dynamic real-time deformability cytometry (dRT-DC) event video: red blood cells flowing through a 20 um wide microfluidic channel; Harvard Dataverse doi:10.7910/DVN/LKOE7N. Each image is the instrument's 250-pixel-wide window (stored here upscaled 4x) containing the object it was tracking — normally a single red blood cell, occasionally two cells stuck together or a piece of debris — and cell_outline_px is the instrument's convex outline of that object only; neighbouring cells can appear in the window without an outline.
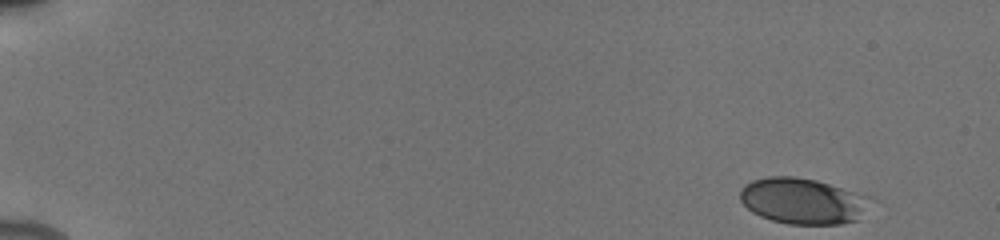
{"species": "human", "species_latin": "Homo sapiens", "temperature_condition": "cold", "stored_images_in_passage": 51, "camera_frame_rate_fps": 3000, "um_per_image_px": 0.085, "donor": {"sex": "male"}, "frame": {"image": 1, "passage_image": 1, "time_ms": 0.0, "image_size_px": [1000, 240], "cell_outline_px": [[868, 196], [856, 220], [840, 224], [788, 224], [772, 220], [760, 216], [752, 212], [740, 200], [740, 188], [744, 184], [752, 180], [768, 176], [792, 176], [816, 180]], "centroid_in_image_um": [68.1, 17.07], "position_along_channel_um": 16.9, "area_um2": 34.16}}
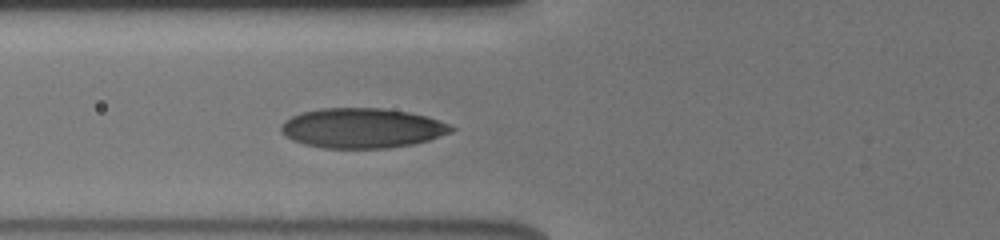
{"frame": {"image": 2, "passage_image": 19, "time_ms": 6.0, "image_size_px": [1000, 240], "cell_outline_px": [[456, 128], [452, 132], [428, 140], [412, 144], [388, 148], [324, 148], [304, 144], [292, 140], [284, 136], [280, 132], [280, 124], [284, 120], [300, 112], [320, 108], [384, 108], [408, 112], [428, 116], [448, 124]], "centroid_in_image_um": [30.74, 10.88], "position_along_channel_um": 95.1, "area_um2": 39.82}}
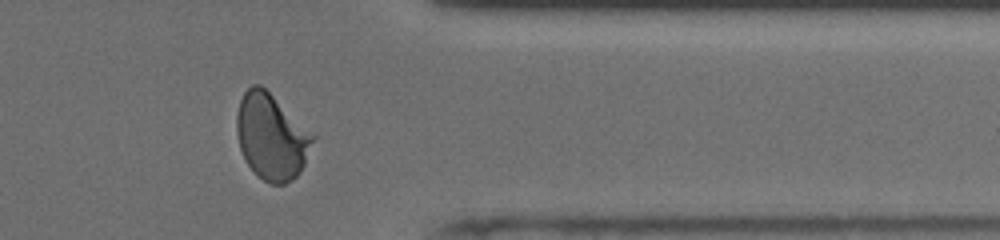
{"frame": {"image": 3, "passage_image": 42, "time_ms": 13.667, "image_size_px": [1000, 240], "cell_outline_px": [[316, 136], [304, 164], [300, 172], [292, 180], [284, 184], [272, 184], [264, 180], [244, 160], [240, 148], [236, 132], [236, 116], [240, 100], [244, 92], [252, 84], [260, 84]], "centroid_in_image_um": [23.06, 11.61], "position_along_channel_um": 388.3, "area_um2": 37.74}, "authors_computed_cell_mechanics": {"area_um2": 37.1654, "velocity_mm_per_s": 3.8999, "shape_relaxation_time_tau1_ms": 3.5839, "shape_relaxation_time_tau2_ms": 0.7464, "deformation_change_tau1": 0.1534, "deformation_change_tau2": 0.0561}}